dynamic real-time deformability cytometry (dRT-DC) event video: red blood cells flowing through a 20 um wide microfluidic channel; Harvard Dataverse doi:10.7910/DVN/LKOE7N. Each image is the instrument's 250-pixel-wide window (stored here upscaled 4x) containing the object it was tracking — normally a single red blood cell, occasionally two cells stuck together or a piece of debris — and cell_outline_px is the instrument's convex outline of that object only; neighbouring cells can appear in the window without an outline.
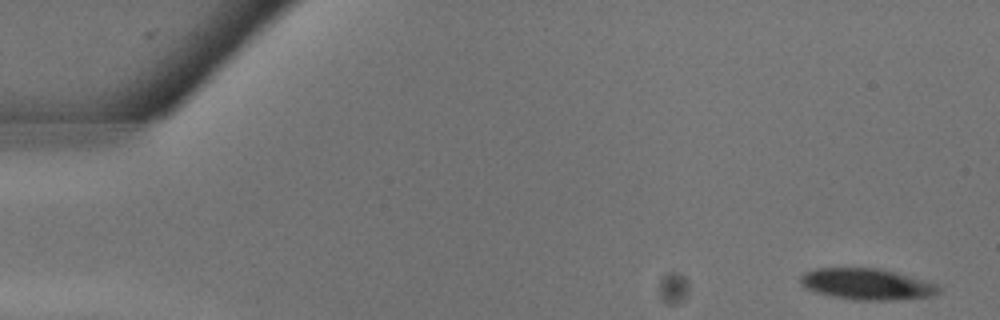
{"species": "common noctule bat (a hibernating species)", "species_latin": "Nyctalus noctula", "temperature_condition": "warm", "stored_images_in_passage": 10, "camera_frame_rate_fps": 3000, "um_per_image_px": 0.085, "animal": {"sex": "male", "body_mass_g": 13.3}, "frame": {"image": 1, "passage_image": 1, "time_ms": 0.0, "image_size_px": [1000, 320], "cell_outline_px": [[940, 292], [936, 296], [892, 300], [856, 300], [832, 296], [816, 292], [804, 288], [800, 284], [800, 276], [804, 272], [816, 268], [880, 268], [940, 284]], "centroid_in_image_um": [73.71, 24.15], "position_along_channel_um": 11.3, "area_um2": 25.43}}
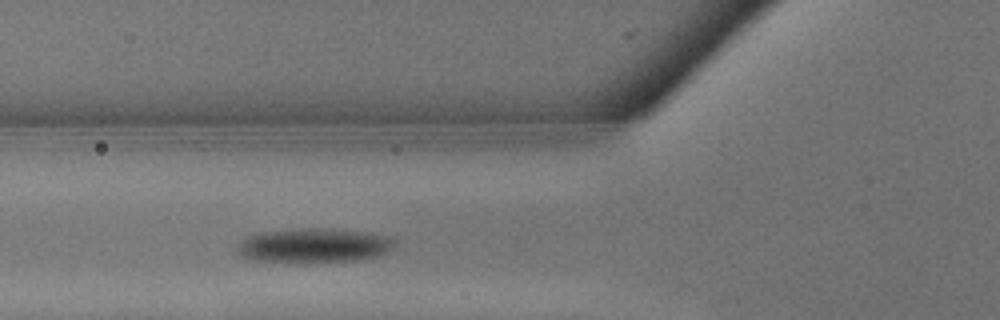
{"frame": {"image": 2, "passage_image": 10, "time_ms": 3.0, "image_size_px": [1000, 320], "cell_outline_px": [[396, 244], [388, 252], [380, 256], [360, 260], [252, 260], [244, 256], [236, 248], [236, 244], [240, 240], [248, 236], [260, 232], [300, 228], [316, 228], [372, 232], [388, 236], [396, 240]], "centroid_in_image_um": [26.75, 20.82], "position_along_channel_um": 99.0, "area_um2": 30.92}}